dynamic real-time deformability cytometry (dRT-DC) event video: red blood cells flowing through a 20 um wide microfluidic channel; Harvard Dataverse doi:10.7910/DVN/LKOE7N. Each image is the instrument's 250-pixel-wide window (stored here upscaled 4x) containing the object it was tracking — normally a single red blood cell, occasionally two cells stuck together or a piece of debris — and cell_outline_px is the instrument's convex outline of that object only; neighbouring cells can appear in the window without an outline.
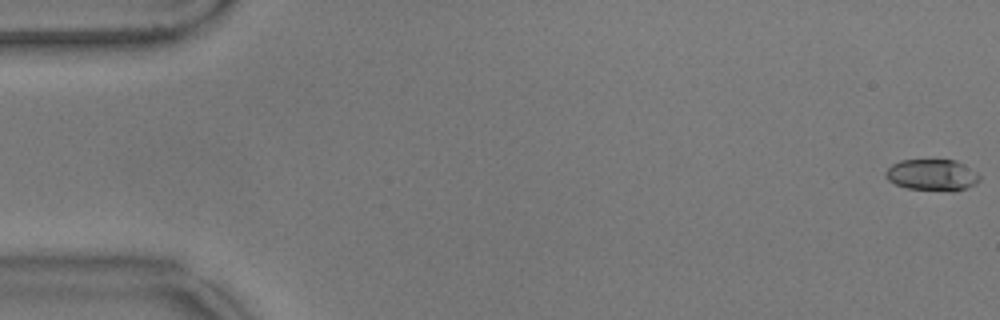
{"species": "common noctule bat (a hibernating species)", "species_latin": "Nyctalus noctula", "temperature_condition": "warm", "stored_images_in_passage": 16, "camera_frame_rate_fps": 3000, "um_per_image_px": 0.085, "animal": {"sex": "male", "body_mass_g": 17.9}, "frame": {"image": 1, "passage_image": 1, "time_ms": 0.0, "image_size_px": [1000, 320], "cell_outline_px": [[980, 180], [976, 184], [968, 188], [956, 192], [952, 192], [908, 188], [896, 184], [888, 180], [884, 172], [892, 164], [900, 160], [956, 160], [964, 164], [980, 176]], "centroid_in_image_um": [79.25, 14.88], "position_along_channel_um": 5.7, "area_um2": 17.34}}